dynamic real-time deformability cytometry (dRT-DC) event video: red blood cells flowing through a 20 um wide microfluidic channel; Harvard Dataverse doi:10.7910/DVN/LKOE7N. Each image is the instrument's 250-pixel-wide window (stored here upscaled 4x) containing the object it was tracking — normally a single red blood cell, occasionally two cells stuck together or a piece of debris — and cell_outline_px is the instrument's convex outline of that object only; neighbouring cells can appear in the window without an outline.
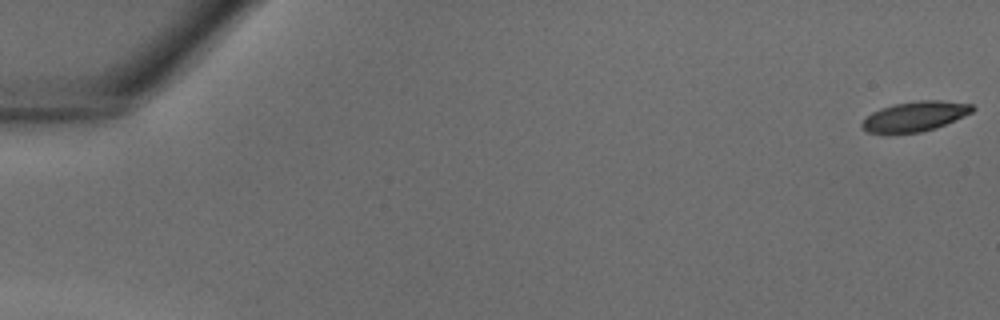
{"species": "common noctule bat (a hibernating species)", "species_latin": "Nyctalus noctula", "temperature_condition": "warm", "stored_images_in_passage": 40, "camera_frame_rate_fps": 3000, "um_per_image_px": 0.085, "animal": {"sex": "male", "body_mass_g": 18.8}, "frame": {"image": 1, "passage_image": 1, "time_ms": 0.0, "image_size_px": [1000, 320], "cell_outline_px": [[976, 108], [972, 112], [964, 116], [936, 128], [920, 132], [888, 136], [868, 132], [860, 124], [872, 112], [880, 108], [896, 104], [920, 100], [940, 100], [972, 104]], "centroid_in_image_um": [77.75, 9.92], "position_along_channel_um": 7.3, "area_um2": 19.59}}
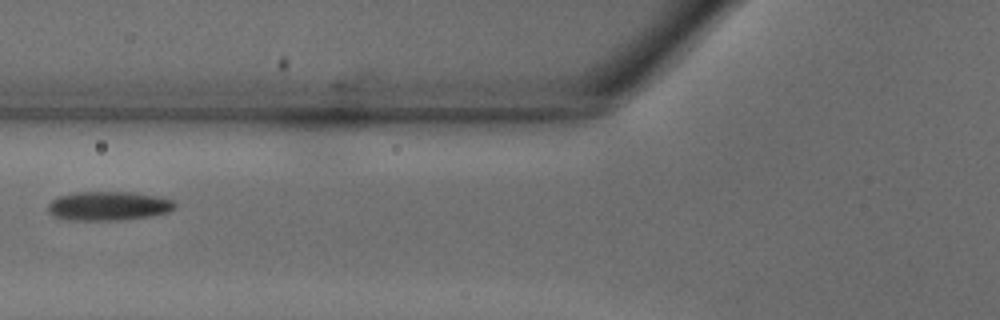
{"frame": {"image": 2, "passage_image": 17, "time_ms": 5.333, "image_size_px": [1000, 320], "cell_outline_px": [[176, 208], [168, 212], [148, 216], [120, 220], [68, 220], [56, 216], [48, 212], [48, 204], [52, 200], [60, 196], [72, 192], [136, 192], [160, 196], [172, 200], [176, 204]], "centroid_in_image_um": [9.24, 17.49], "position_along_channel_um": 116.6, "area_um2": 21.56}}
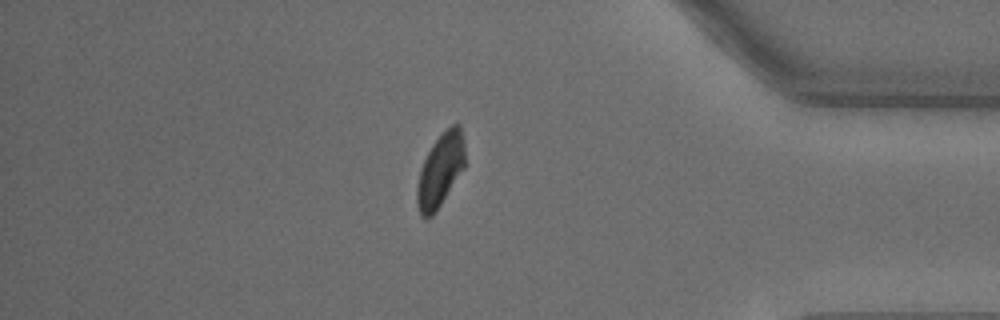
{"frame": {"image": 3, "passage_image": 35, "time_ms": 11.333, "image_size_px": [1000, 320], "cell_outline_px": [[464, 168], [436, 212], [432, 216], [424, 220], [420, 216], [416, 204], [416, 188], [420, 168], [432, 144], [452, 124], [460, 124], [464, 140]], "centroid_in_image_um": [37.4, 14.52], "position_along_channel_um": 397.8, "area_um2": 20.58}}